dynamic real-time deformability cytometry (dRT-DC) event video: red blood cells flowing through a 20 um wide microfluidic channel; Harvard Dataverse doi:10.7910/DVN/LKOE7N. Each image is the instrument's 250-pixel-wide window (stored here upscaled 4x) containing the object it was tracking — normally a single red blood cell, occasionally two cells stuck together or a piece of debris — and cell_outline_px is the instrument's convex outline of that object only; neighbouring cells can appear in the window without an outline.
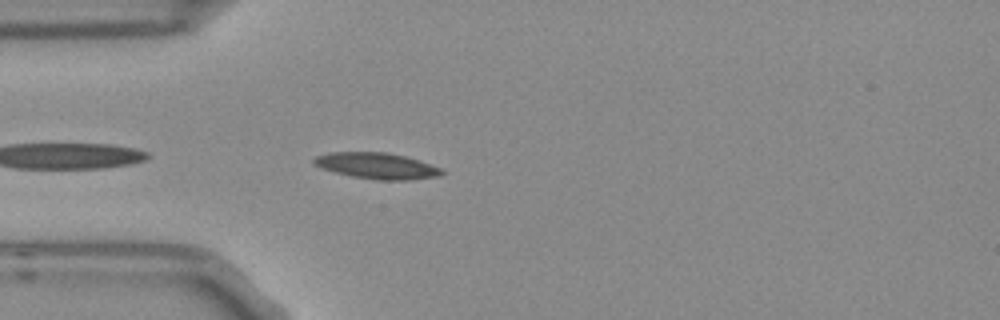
{"species": "Egyptian fruit bat (a non-hibernating species)", "species_latin": "Rousettus aegyptiacus", "temperature_condition": "room temperature", "stored_images_in_passage": 4, "segment_of_instrument_passage": [2, 2], "camera_frame_rate_fps": 3000, "um_per_image_px": 0.085, "frame": {"image": 1, "passage_image": 4, "time_ms": 1.0, "image_size_px": [1000, 320], "cell_outline_px": [[444, 172], [440, 176], [408, 180], [380, 180], [352, 176], [336, 172], [324, 168], [316, 164], [312, 160], [316, 156], [328, 152], [388, 152], [404, 156], [440, 168]], "centroid_in_image_um": [32.03, 14.09], "position_along_channel_um": 53.0, "area_um2": 19.07}}